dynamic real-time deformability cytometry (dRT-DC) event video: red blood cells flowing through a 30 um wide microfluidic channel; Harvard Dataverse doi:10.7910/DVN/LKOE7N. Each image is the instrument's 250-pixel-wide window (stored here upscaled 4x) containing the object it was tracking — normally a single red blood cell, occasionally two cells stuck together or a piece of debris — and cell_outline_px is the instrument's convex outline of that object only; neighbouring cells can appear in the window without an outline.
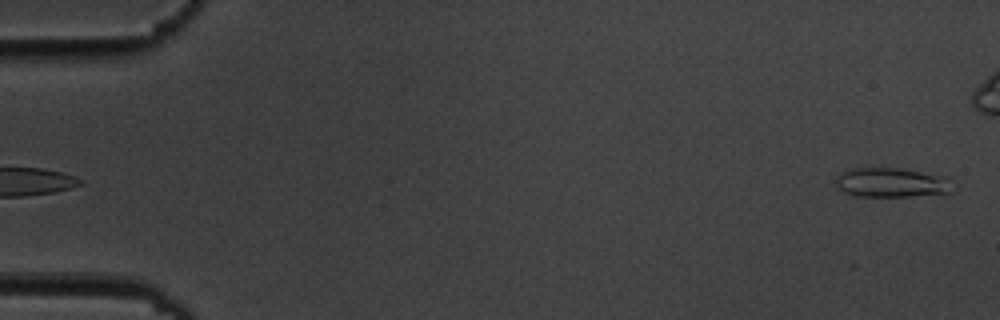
{"species": "common noctule bat (a hibernating species)", "species_latin": "Nyctalus noctula", "temperature_condition": "cold", "stored_images_in_passage": 4, "segment_of_instrument_passage": [2, 2], "camera_frame_rate_fps": 3000, "um_per_image_px": 0.085, "animal": {"sex": "male", "body_mass_g": 19.5, "forearm_length_mm": 54.6}, "frame": {"image": 1, "passage_image": 4, "time_ms": 3.333, "image_size_px": [1000, 320], "cell_outline_px": [[956, 192], [908, 196], [856, 196], [844, 192], [836, 188], [836, 180], [844, 172], [852, 168], [900, 168], [940, 176]], "centroid_in_image_um": [75.7, 15.53], "position_along_channel_um": 9.3, "area_um2": 19.48}}